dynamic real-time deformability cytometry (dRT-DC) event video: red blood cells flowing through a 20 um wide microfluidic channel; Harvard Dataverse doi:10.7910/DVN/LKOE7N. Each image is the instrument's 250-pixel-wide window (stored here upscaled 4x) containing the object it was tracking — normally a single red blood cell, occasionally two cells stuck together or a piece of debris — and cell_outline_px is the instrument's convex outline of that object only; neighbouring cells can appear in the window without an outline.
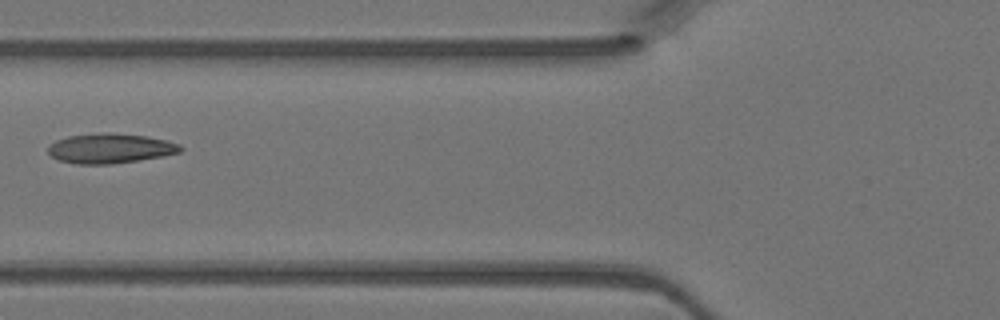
{"species": "Egyptian fruit bat (a non-hibernating species)", "species_latin": "Rousettus aegyptiacus", "temperature_condition": "warm", "stored_images_in_passage": 3, "camera_frame_rate_fps": 3000, "um_per_image_px": 0.085, "animal": {"sex": "female"}, "frame": {"image": 1, "passage_image": 2, "time_ms": 0.333, "image_size_px": [1000, 320], "cell_outline_px": [[184, 148], [180, 152], [160, 156], [112, 164], [76, 164], [60, 160], [52, 156], [48, 152], [48, 148], [56, 140], [68, 136], [108, 132], [144, 136], [164, 140], [180, 144]], "centroid_in_image_um": [9.36, 12.61], "position_along_channel_um": 116.4, "area_um2": 22.6}}
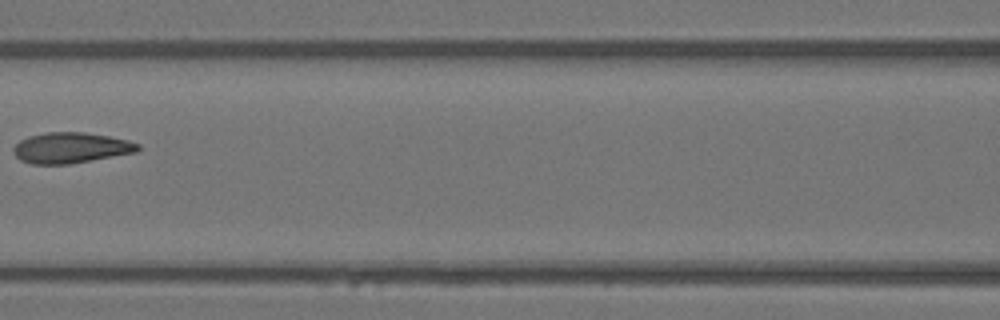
{"frame": {"image": 2, "passage_image": 3, "time_ms": 0.667, "image_size_px": [1000, 320], "cell_outline_px": [[140, 148], [136, 152], [92, 160], [68, 164], [32, 164], [20, 160], [12, 152], [12, 148], [20, 140], [28, 136], [48, 132], [84, 132], [108, 136], [128, 140], [140, 144]], "centroid_in_image_um": [6.0, 12.56], "position_along_channel_um": 160.6, "area_um2": 22.25}}